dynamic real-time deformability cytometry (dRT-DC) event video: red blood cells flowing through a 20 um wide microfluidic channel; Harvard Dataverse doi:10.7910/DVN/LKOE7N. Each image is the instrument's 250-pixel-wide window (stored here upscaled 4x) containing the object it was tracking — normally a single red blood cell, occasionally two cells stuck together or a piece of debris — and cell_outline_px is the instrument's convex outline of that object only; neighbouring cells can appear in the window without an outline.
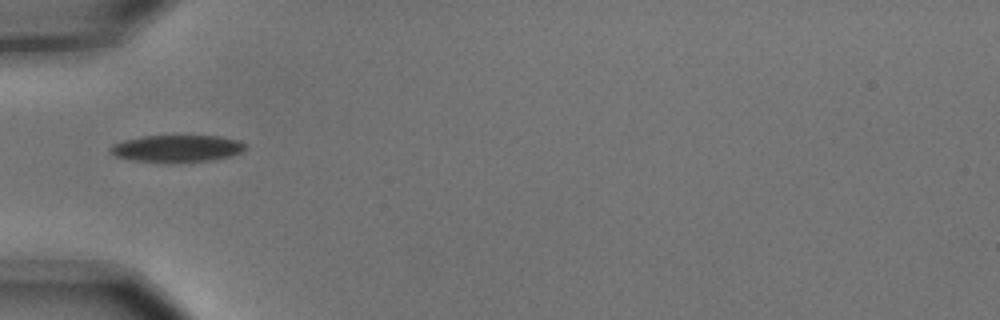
{"species": "common noctule bat (a hibernating species)", "species_latin": "Nyctalus noctula", "temperature_condition": "cold", "stored_images_in_passage": 7, "camera_frame_rate_fps": 3000, "um_per_image_px": 0.085, "animal": {"sex": "male", "body_mass_g": 15.6}, "frame": {"image": 1, "passage_image": 5, "time_ms": 1.333, "image_size_px": [1000, 320], "cell_outline_px": [[248, 148], [240, 152], [228, 156], [208, 160], [136, 160], [116, 156], [108, 152], [108, 148], [112, 144], [124, 140], [144, 136], [220, 136], [240, 140], [248, 144]], "centroid_in_image_um": [15.07, 12.57], "position_along_channel_um": 69.9, "area_um2": 20.52}}
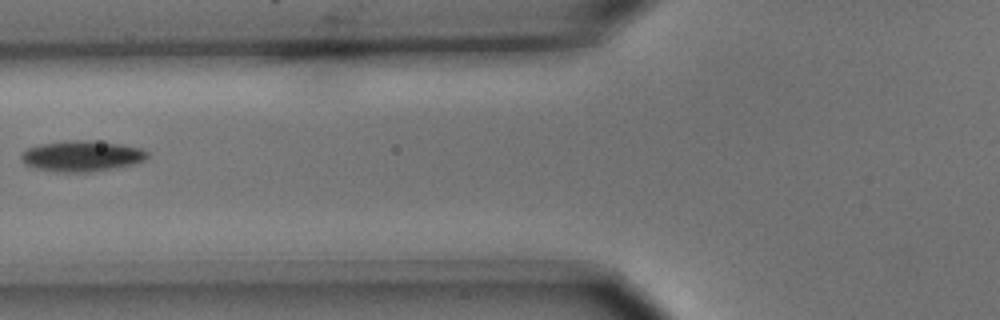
{"frame": {"image": 2, "passage_image": 6, "time_ms": 1.667, "image_size_px": [1000, 320], "cell_outline_px": [[148, 156], [144, 160], [132, 164], [112, 168], [88, 172], [56, 172], [36, 168], [24, 164], [20, 156], [28, 148], [40, 144], [72, 140], [80, 140], [120, 144], [140, 148], [148, 152]], "centroid_in_image_um": [6.93, 13.27], "position_along_channel_um": 118.9, "area_um2": 22.25}}
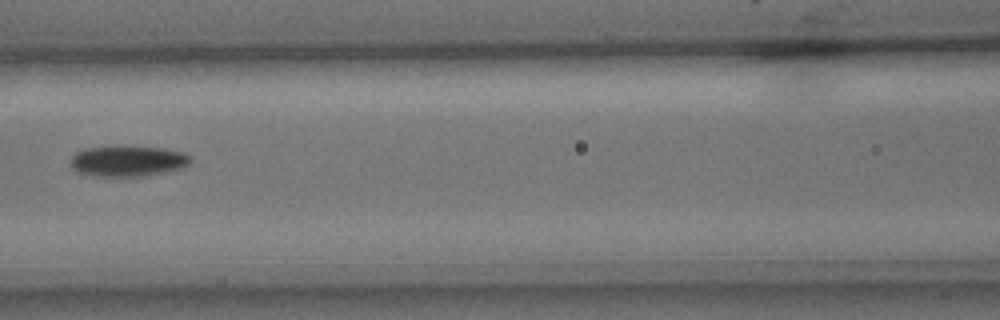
{"frame": {"image": 3, "passage_image": 7, "time_ms": 2.0, "image_size_px": [1000, 320], "cell_outline_px": [[192, 160], [188, 164], [180, 168], [148, 176], [92, 176], [76, 172], [72, 168], [72, 156], [76, 152], [84, 148], [160, 148], [184, 152], [192, 156]], "centroid_in_image_um": [10.88, 13.72], "position_along_channel_um": 155.7, "area_um2": 20.98}}